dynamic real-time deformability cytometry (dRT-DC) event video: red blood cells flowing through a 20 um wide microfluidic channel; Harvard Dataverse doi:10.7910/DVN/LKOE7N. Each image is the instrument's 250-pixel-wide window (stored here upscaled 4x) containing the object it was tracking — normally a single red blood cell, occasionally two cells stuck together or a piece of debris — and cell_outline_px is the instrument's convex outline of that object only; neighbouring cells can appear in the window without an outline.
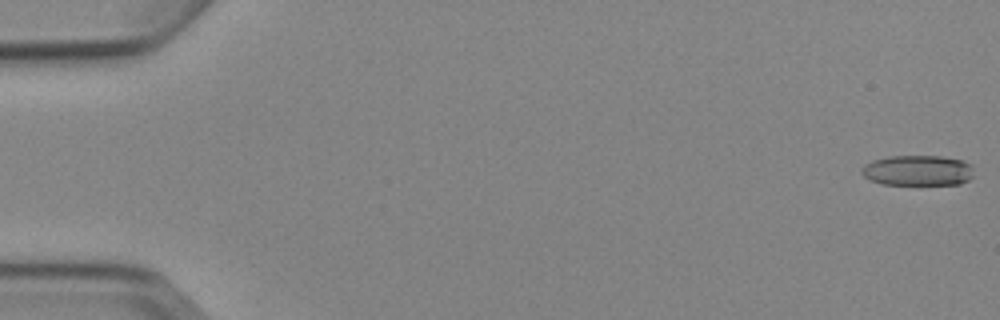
{"species": "Egyptian fruit bat (a non-hibernating species)", "species_latin": "Rousettus aegyptiacus", "temperature_condition": "cold", "stored_images_in_passage": 5, "camera_frame_rate_fps": 3000, "um_per_image_px": 0.085, "animal": {"sex": "female"}, "frame": {"image": 1, "passage_image": 1, "time_ms": 0.0, "image_size_px": [1000, 320], "cell_outline_px": [[972, 176], [968, 180], [960, 184], [880, 184], [864, 176], [860, 172], [864, 164], [872, 160], [888, 156], [940, 156], [964, 160], [972, 164]], "centroid_in_image_um": [78.01, 14.48], "position_along_channel_um": 7.0, "area_um2": 20.0}}
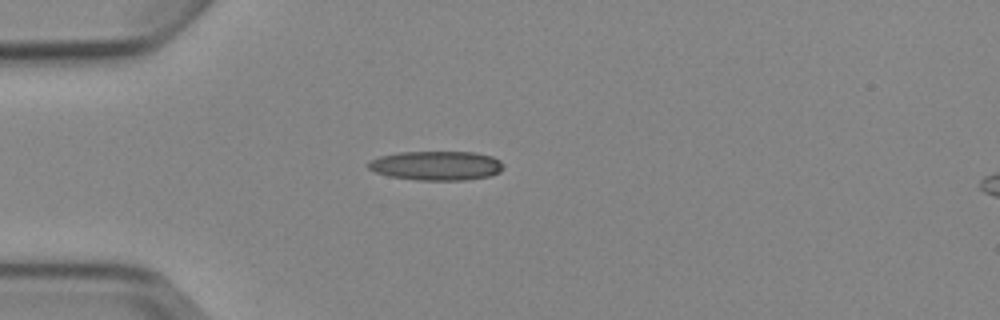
{"frame": {"image": 2, "passage_image": 5, "time_ms": 4.667, "image_size_px": [1000, 320], "cell_outline_px": [[504, 168], [500, 172], [492, 176], [464, 180], [416, 180], [388, 176], [376, 172], [368, 168], [368, 164], [372, 160], [380, 156], [400, 152], [476, 152], [492, 156], [500, 160], [504, 164]], "centroid_in_image_um": [37.15, 14.08], "position_along_channel_um": 47.8, "area_um2": 23.18}}